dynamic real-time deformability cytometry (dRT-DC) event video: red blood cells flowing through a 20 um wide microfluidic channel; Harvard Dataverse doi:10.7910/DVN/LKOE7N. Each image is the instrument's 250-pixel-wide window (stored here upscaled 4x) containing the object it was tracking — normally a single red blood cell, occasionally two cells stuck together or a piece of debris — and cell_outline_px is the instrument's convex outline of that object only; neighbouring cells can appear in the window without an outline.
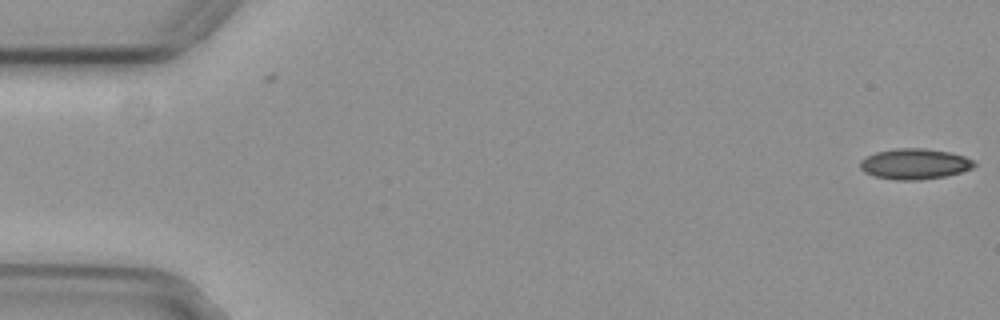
{"species": "common noctule bat (a hibernating species)", "species_latin": "Nyctalus noctula", "temperature_condition": "cold", "stored_images_in_passage": 3, "camera_frame_rate_fps": 3000, "um_per_image_px": 0.085, "animal": {"sex": "female", "body_mass_g": 29.2, "forearm_length_mm": 56.3}, "frame": {"image": 1, "passage_image": 3, "time_ms": 0.667, "image_size_px": [1000, 320], "cell_outline_px": [[976, 164], [972, 168], [960, 172], [944, 176], [916, 180], [896, 180], [876, 176], [864, 172], [860, 168], [860, 160], [876, 152], [896, 148], [924, 148], [948, 152], [964, 156], [972, 160]], "centroid_in_image_um": [77.72, 13.93], "position_along_channel_um": 7.3, "area_um2": 20.11}}